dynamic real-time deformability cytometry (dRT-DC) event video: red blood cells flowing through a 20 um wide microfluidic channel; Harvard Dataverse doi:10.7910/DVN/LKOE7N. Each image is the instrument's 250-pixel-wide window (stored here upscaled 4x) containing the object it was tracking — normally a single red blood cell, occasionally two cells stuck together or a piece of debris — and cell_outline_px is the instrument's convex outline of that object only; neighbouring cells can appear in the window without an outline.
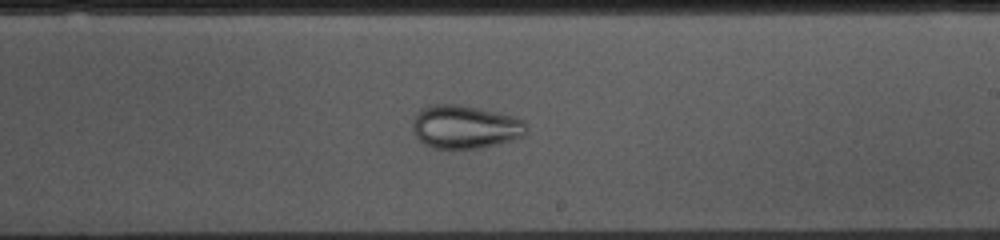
{"species": "common noctule bat (a hibernating species)", "species_latin": "Nyctalus noctula", "temperature_condition": "cold", "stored_images_in_passage": 43, "camera_frame_rate_fps": 3000, "um_per_image_px": 0.085, "animal": {"sex": "female", "body_mass_g": 10.0, "forearm_length_mm": 53.1}, "frame": {"image": 1, "passage_image": 20, "time_ms": 6.333, "image_size_px": [1000, 240], "cell_outline_px": [[528, 132], [524, 136], [512, 140], [496, 144], [476, 148], [432, 148], [424, 144], [416, 136], [412, 128], [412, 120], [416, 112], [420, 108], [432, 104], [456, 104], [476, 108], [512, 116], [524, 120]], "centroid_in_image_um": [39.49, 10.78], "position_along_channel_um": 249.5, "area_um2": 28.67}}
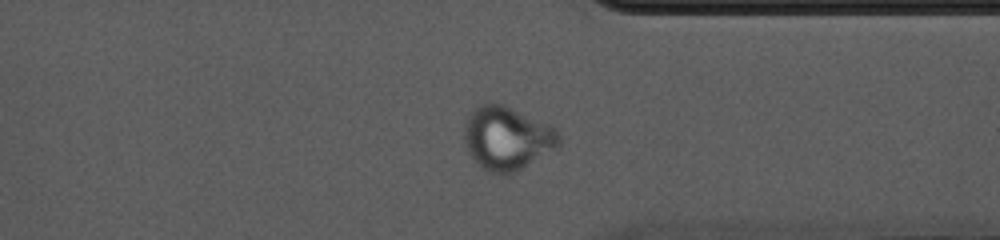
{"frame": {"image": 2, "passage_image": 30, "time_ms": 9.667, "image_size_px": [1000, 240], "cell_outline_px": [[560, 140], [556, 148], [520, 168], [512, 172], [488, 172], [480, 168], [468, 152], [464, 140], [464, 124], [468, 112], [472, 108], [480, 104], [504, 104], [548, 124], [556, 128], [560, 132]], "centroid_in_image_um": [43.05, 11.71], "position_along_channel_um": 368.3, "area_um2": 34.8}}
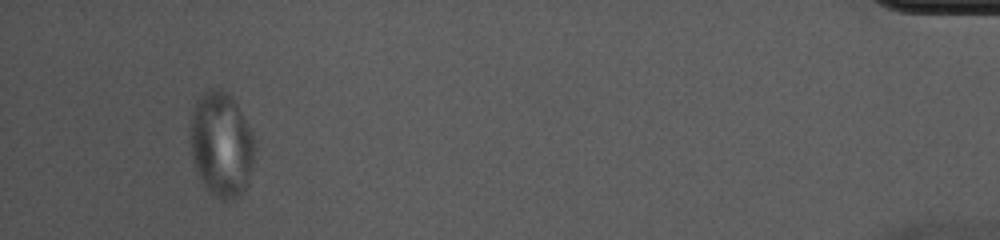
{"frame": {"image": 3, "passage_image": 40, "time_ms": 13.0, "image_size_px": [1000, 240], "cell_outline_px": [[256, 148], [248, 184], [236, 196], [228, 200], [220, 200], [208, 192], [200, 180], [192, 160], [192, 112], [196, 100], [204, 92], [212, 88], [220, 88], [228, 92], [232, 96], [252, 132]], "centroid_in_image_um": [18.83, 12.28], "position_along_channel_um": 416.4, "area_um2": 39.3}}